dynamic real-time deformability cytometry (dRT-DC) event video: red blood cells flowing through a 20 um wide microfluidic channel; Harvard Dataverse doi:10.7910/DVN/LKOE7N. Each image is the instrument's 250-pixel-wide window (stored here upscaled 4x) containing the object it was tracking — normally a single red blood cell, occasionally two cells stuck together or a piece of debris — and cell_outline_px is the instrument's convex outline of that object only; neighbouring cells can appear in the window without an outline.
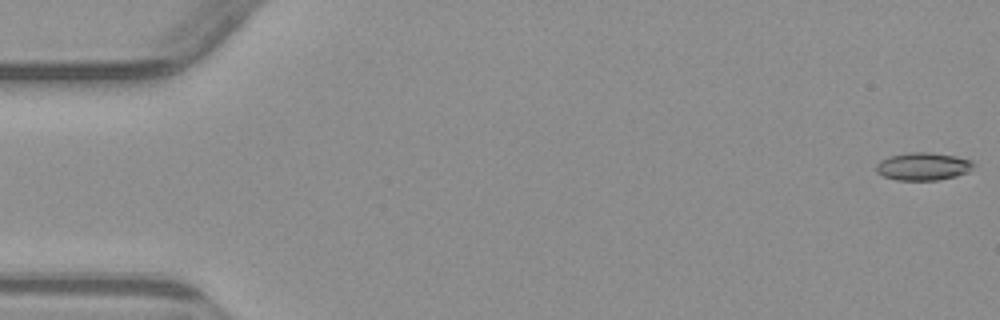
{"species": "common noctule bat (a hibernating species)", "species_latin": "Nyctalus noctula", "temperature_condition": "warm", "stored_images_in_passage": 6, "camera_frame_rate_fps": 3000, "um_per_image_px": 0.085, "animal": {"sex": "male", "body_mass_g": 23.1, "forearm_length_mm": 52.7}, "frame": {"image": 1, "passage_image": 1, "time_ms": 0.0, "image_size_px": [1000, 320], "cell_outline_px": [[976, 164], [968, 172], [956, 176], [936, 180], [896, 180], [884, 176], [876, 172], [876, 164], [880, 160], [888, 156], [908, 152], [932, 152], [956, 156], [972, 160]], "centroid_in_image_um": [78.46, 14.13], "position_along_channel_um": 6.5, "area_um2": 15.95}}
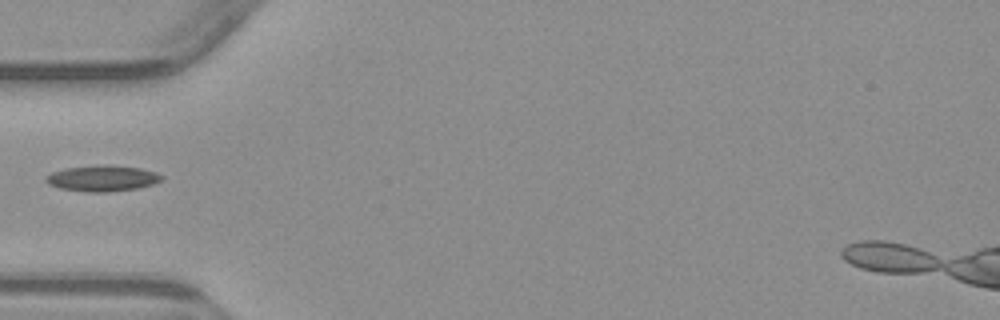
{"frame": {"image": 2, "passage_image": 5, "time_ms": 5.667, "image_size_px": [1000, 320], "cell_outline_px": [[164, 176], [160, 180], [152, 184], [140, 188], [108, 192], [88, 192], [60, 188], [48, 184], [44, 180], [44, 176], [52, 172], [68, 168], [104, 164], [140, 168], [156, 172]], "centroid_in_image_um": [8.69, 15.16], "position_along_channel_um": 76.3, "area_um2": 17.51}}
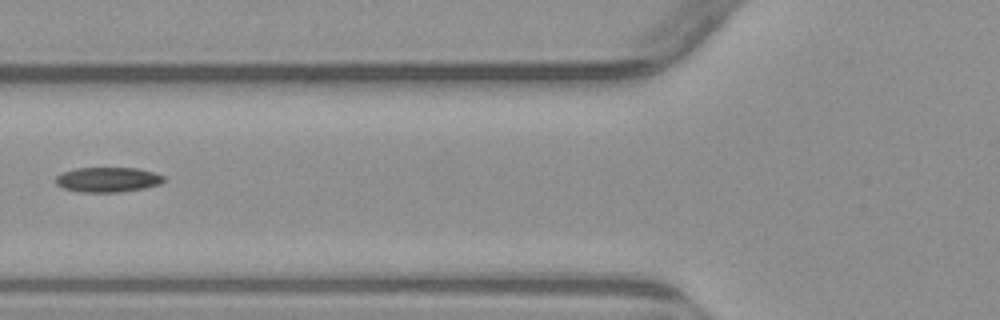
{"frame": {"image": 3, "passage_image": 6, "time_ms": 6.667, "image_size_px": [1000, 320], "cell_outline_px": [[164, 180], [160, 184], [144, 188], [120, 192], [80, 192], [64, 188], [56, 184], [56, 176], [64, 172], [76, 168], [140, 168], [164, 176]], "centroid_in_image_um": [9.16, 15.27], "position_along_channel_um": 116.6, "area_um2": 15.61}}